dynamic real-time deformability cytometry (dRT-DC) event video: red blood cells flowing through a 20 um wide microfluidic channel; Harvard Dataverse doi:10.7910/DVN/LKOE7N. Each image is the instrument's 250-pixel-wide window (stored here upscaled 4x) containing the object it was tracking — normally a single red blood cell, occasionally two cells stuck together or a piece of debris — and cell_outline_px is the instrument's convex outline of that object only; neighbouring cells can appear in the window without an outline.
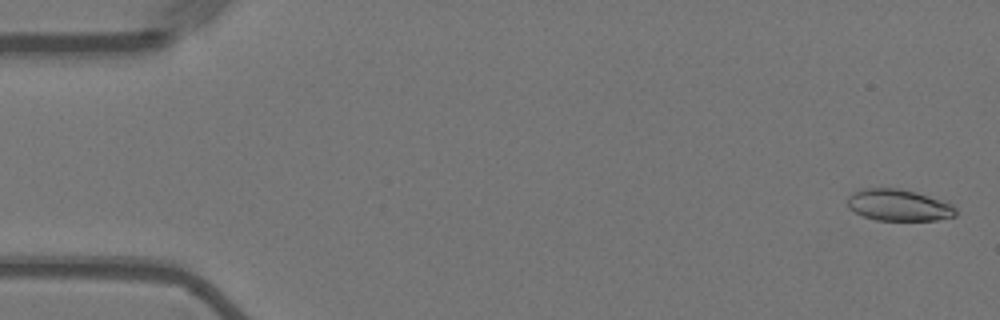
{"species": "Egyptian fruit bat (a non-hibernating species)", "species_latin": "Rousettus aegyptiacus", "temperature_condition": "warm", "stored_images_in_passage": 55, "camera_frame_rate_fps": 3000, "um_per_image_px": 0.085, "animal": {"sex": "female"}, "frame": {"image": 1, "passage_image": 2, "time_ms": 0.333, "image_size_px": [1000, 320], "cell_outline_px": [[956, 216], [936, 220], [876, 220], [864, 216], [848, 208], [848, 196], [852, 192], [860, 188], [900, 188], [948, 200], [956, 208]], "centroid_in_image_um": [76.43, 17.42], "position_along_channel_um": 8.6, "area_um2": 20.29}}
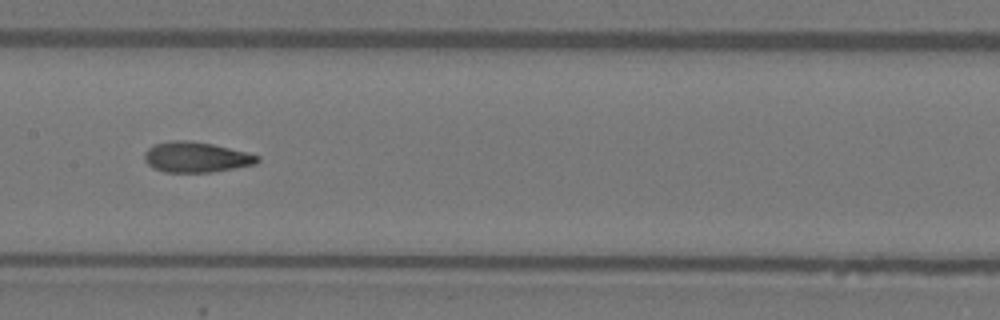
{"frame": {"image": 2, "passage_image": 28, "time_ms": 9.0, "image_size_px": [1000, 320], "cell_outline_px": [[260, 160], [256, 164], [212, 172], [164, 172], [152, 168], [144, 160], [144, 152], [148, 148], [156, 144], [172, 140], [184, 140], [212, 144], [260, 156]], "centroid_in_image_um": [16.64, 13.37], "position_along_channel_um": 190.8, "area_um2": 19.88}}
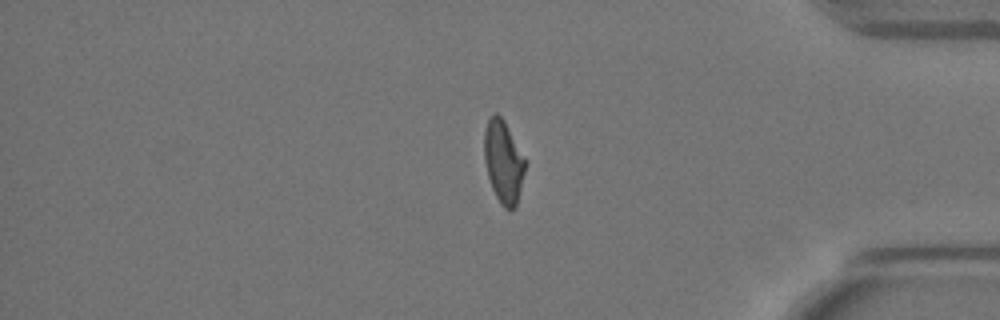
{"frame": {"image": 3, "passage_image": 47, "time_ms": 15.333, "image_size_px": [1000, 320], "cell_outline_px": [[524, 172], [516, 208], [508, 212], [500, 204], [492, 188], [488, 176], [484, 160], [484, 132], [488, 120], [496, 112], [504, 120], [524, 156]], "centroid_in_image_um": [42.78, 13.79], "position_along_channel_um": 392.4, "area_um2": 19.59}}